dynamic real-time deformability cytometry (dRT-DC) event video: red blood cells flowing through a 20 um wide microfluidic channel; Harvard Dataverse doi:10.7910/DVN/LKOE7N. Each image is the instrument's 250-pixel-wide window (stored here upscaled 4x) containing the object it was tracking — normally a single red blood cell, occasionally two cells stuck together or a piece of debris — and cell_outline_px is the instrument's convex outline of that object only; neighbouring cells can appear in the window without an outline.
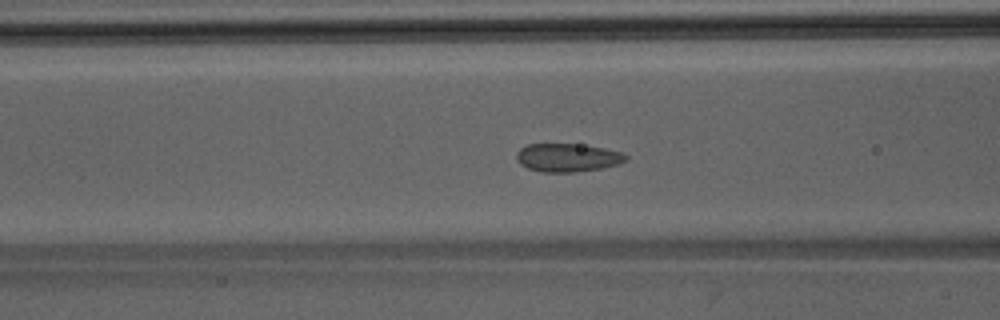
{"species": "Egyptian fruit bat (a non-hibernating species)", "species_latin": "Rousettus aegyptiacus", "temperature_condition": "room temperature", "stored_images_in_passage": 45, "camera_frame_rate_fps": 3000, "um_per_image_px": 0.085, "animal": {"sex": "male"}, "frame": {"image": 1, "passage_image": 19, "time_ms": 6.0, "image_size_px": [1000, 320], "cell_outline_px": [[628, 160], [620, 164], [600, 168], [576, 172], [540, 172], [528, 168], [520, 164], [516, 160], [516, 152], [520, 148], [528, 144], [576, 144], [604, 148], [624, 152], [628, 156]], "centroid_in_image_um": [48.25, 13.4], "position_along_channel_um": 118.3, "area_um2": 18.21}}
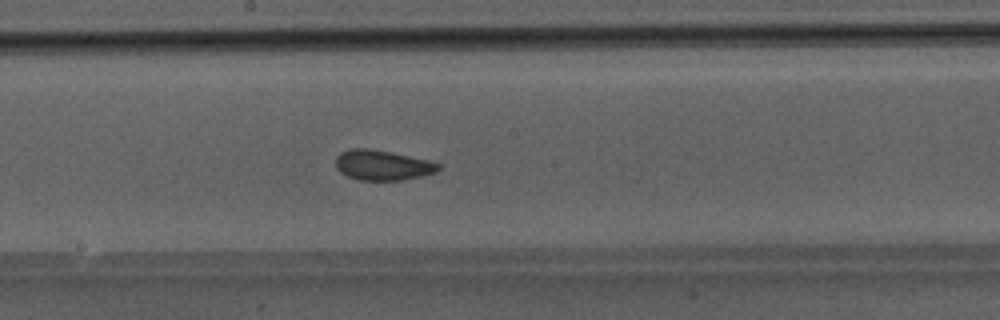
{"frame": {"image": 2, "passage_image": 26, "time_ms": 8.333, "image_size_px": [1000, 320], "cell_outline_px": [[440, 168], [436, 172], [420, 176], [400, 180], [360, 180], [348, 176], [340, 172], [336, 168], [336, 156], [340, 152], [348, 148], [368, 148], [428, 160], [440, 164]], "centroid_in_image_um": [32.46, 14.03], "position_along_channel_um": 215.7, "area_um2": 17.86}}
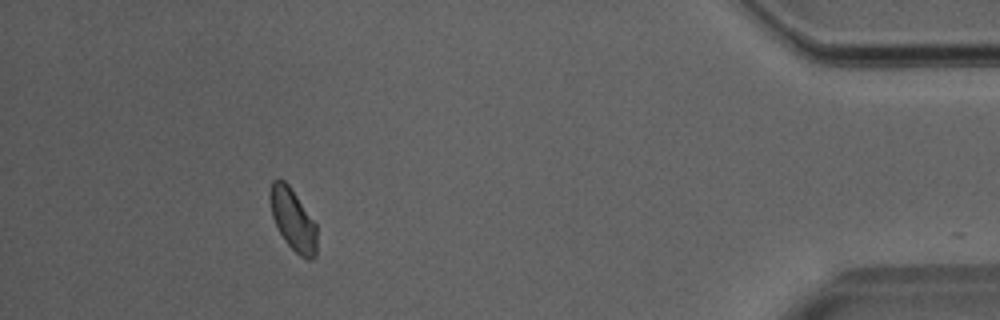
{"frame": {"image": 3, "passage_image": 44, "time_ms": 14.333, "image_size_px": [1000, 320], "cell_outline_px": [[316, 256], [312, 260], [308, 260], [300, 256], [284, 240], [272, 216], [268, 200], [268, 196], [272, 180], [276, 176], [280, 176], [288, 184], [316, 224]], "centroid_in_image_um": [24.86, 18.63], "position_along_channel_um": 410.3, "area_um2": 16.99}}